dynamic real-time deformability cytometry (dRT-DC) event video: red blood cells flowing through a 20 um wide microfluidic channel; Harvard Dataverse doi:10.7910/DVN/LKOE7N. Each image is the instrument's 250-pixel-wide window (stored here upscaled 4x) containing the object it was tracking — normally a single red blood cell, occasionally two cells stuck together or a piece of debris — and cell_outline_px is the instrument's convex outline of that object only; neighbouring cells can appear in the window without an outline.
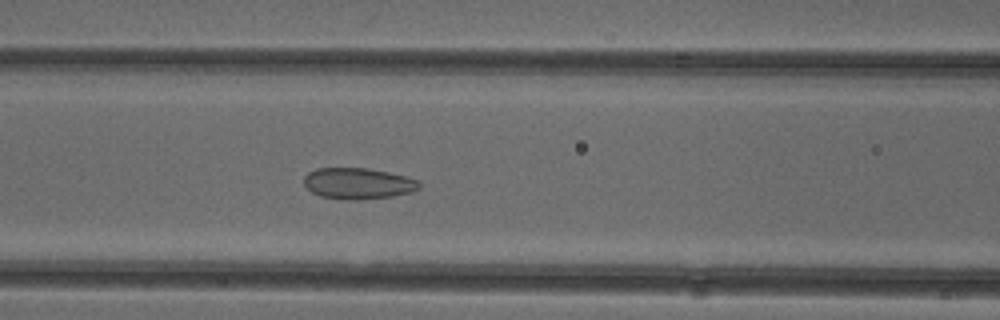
{"species": "common noctule bat (a hibernating species)", "species_latin": "Nyctalus noctula", "temperature_condition": "cold", "stored_images_in_passage": 47, "camera_frame_rate_fps": 3000, "um_per_image_px": 0.085, "animal": {"sex": "female"}, "frame": {"image": 1, "passage_image": 17, "time_ms": 5.333, "image_size_px": [1000, 320], "cell_outline_px": [[420, 188], [412, 192], [392, 196], [356, 200], [352, 200], [320, 196], [312, 192], [304, 184], [304, 176], [308, 172], [316, 168], [368, 168], [408, 176], [420, 180]], "centroid_in_image_um": [30.46, 15.58], "position_along_channel_um": 136.1, "area_um2": 21.04}}
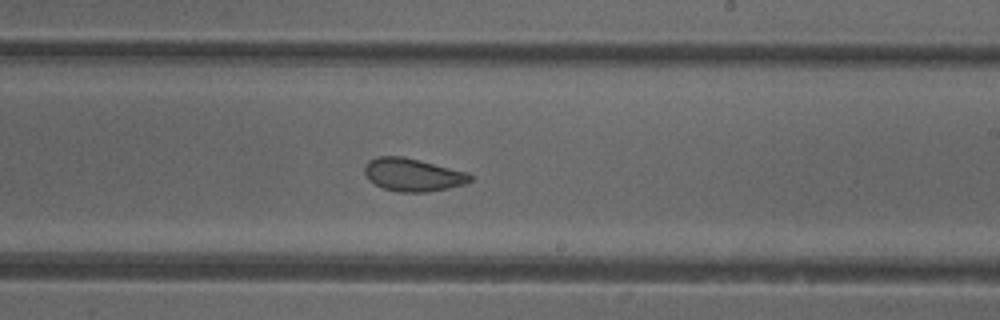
{"frame": {"image": 2, "passage_image": 26, "time_ms": 8.333, "image_size_px": [1000, 320], "cell_outline_px": [[472, 180], [464, 184], [448, 188], [424, 192], [396, 192], [384, 188], [368, 180], [364, 172], [364, 164], [368, 160], [376, 156], [404, 156], [468, 172], [472, 176]], "centroid_in_image_um": [35.06, 14.84], "position_along_channel_um": 253.9, "area_um2": 20.4}}
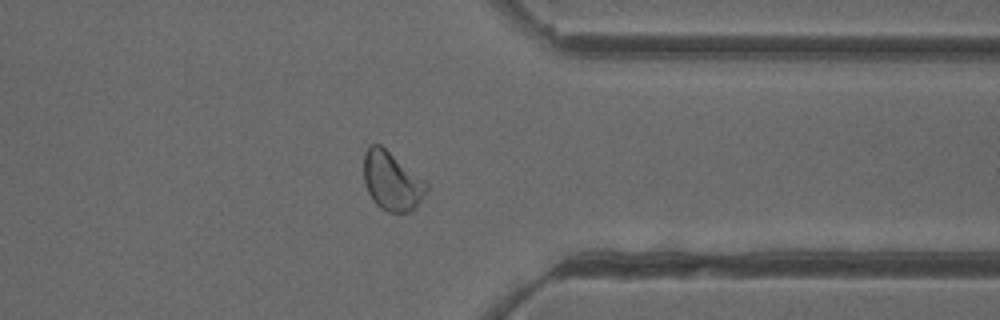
{"frame": {"image": 3, "passage_image": 36, "time_ms": 11.667, "image_size_px": [1000, 320], "cell_outline_px": [[428, 188], [424, 196], [416, 208], [408, 212], [388, 212], [380, 208], [376, 204], [368, 192], [364, 184], [364, 152], [368, 144], [380, 144], [424, 180], [428, 184]], "centroid_in_image_um": [33.29, 15.39], "position_along_channel_um": 378.1, "area_um2": 21.44}, "authors_computed_cell_mechanics": {"area_um2": 21.8484, "velocity_mm_per_s": 3.9332, "shape_relaxation_time_tau1_ms": null, "shape_relaxation_time_tau2_ms": 1.2923, "deformation_change_tau1": null, "deformation_change_tau2": 0.0623}}